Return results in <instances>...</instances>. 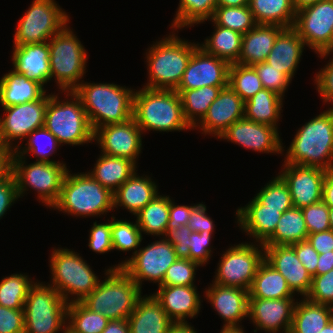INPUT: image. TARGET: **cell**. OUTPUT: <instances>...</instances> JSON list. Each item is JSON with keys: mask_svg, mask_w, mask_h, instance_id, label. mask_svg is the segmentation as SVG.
Here are the masks:
<instances>
[{"mask_svg": "<svg viewBox=\"0 0 333 333\" xmlns=\"http://www.w3.org/2000/svg\"><path fill=\"white\" fill-rule=\"evenodd\" d=\"M253 242H242L226 249L219 260L212 282L249 291L257 269L264 260V246L255 240Z\"/></svg>", "mask_w": 333, "mask_h": 333, "instance_id": "4fadbf2b", "label": "cell"}, {"mask_svg": "<svg viewBox=\"0 0 333 333\" xmlns=\"http://www.w3.org/2000/svg\"><path fill=\"white\" fill-rule=\"evenodd\" d=\"M212 23L215 28L212 35L207 37L204 43H199V47L207 54L223 59L229 64L237 63L243 35L229 28L216 25L214 22Z\"/></svg>", "mask_w": 333, "mask_h": 333, "instance_id": "8d00e7d4", "label": "cell"}, {"mask_svg": "<svg viewBox=\"0 0 333 333\" xmlns=\"http://www.w3.org/2000/svg\"><path fill=\"white\" fill-rule=\"evenodd\" d=\"M305 298L314 303L333 307V269L313 276L310 292Z\"/></svg>", "mask_w": 333, "mask_h": 333, "instance_id": "db71d44e", "label": "cell"}, {"mask_svg": "<svg viewBox=\"0 0 333 333\" xmlns=\"http://www.w3.org/2000/svg\"><path fill=\"white\" fill-rule=\"evenodd\" d=\"M24 331V310L0 305V333H24Z\"/></svg>", "mask_w": 333, "mask_h": 333, "instance_id": "680465c9", "label": "cell"}, {"mask_svg": "<svg viewBox=\"0 0 333 333\" xmlns=\"http://www.w3.org/2000/svg\"><path fill=\"white\" fill-rule=\"evenodd\" d=\"M68 303L45 282H35L24 304V333H62L67 329Z\"/></svg>", "mask_w": 333, "mask_h": 333, "instance_id": "30bf717a", "label": "cell"}, {"mask_svg": "<svg viewBox=\"0 0 333 333\" xmlns=\"http://www.w3.org/2000/svg\"><path fill=\"white\" fill-rule=\"evenodd\" d=\"M333 319V307L297 300L289 333H319Z\"/></svg>", "mask_w": 333, "mask_h": 333, "instance_id": "836d02e7", "label": "cell"}, {"mask_svg": "<svg viewBox=\"0 0 333 333\" xmlns=\"http://www.w3.org/2000/svg\"><path fill=\"white\" fill-rule=\"evenodd\" d=\"M97 159L94 168L88 173L112 193L127 181L138 168L133 161L126 158L101 153Z\"/></svg>", "mask_w": 333, "mask_h": 333, "instance_id": "d6a6232c", "label": "cell"}, {"mask_svg": "<svg viewBox=\"0 0 333 333\" xmlns=\"http://www.w3.org/2000/svg\"><path fill=\"white\" fill-rule=\"evenodd\" d=\"M137 171L113 193L114 208L124 207L134 216L160 193L151 177Z\"/></svg>", "mask_w": 333, "mask_h": 333, "instance_id": "f1b7e54d", "label": "cell"}, {"mask_svg": "<svg viewBox=\"0 0 333 333\" xmlns=\"http://www.w3.org/2000/svg\"><path fill=\"white\" fill-rule=\"evenodd\" d=\"M218 139L259 153L282 155L285 151L277 128L252 122L245 117L228 127Z\"/></svg>", "mask_w": 333, "mask_h": 333, "instance_id": "ac0fdd59", "label": "cell"}, {"mask_svg": "<svg viewBox=\"0 0 333 333\" xmlns=\"http://www.w3.org/2000/svg\"><path fill=\"white\" fill-rule=\"evenodd\" d=\"M254 197L267 208L280 209L282 213L294 207L289 188L279 175L265 184Z\"/></svg>", "mask_w": 333, "mask_h": 333, "instance_id": "681fc988", "label": "cell"}, {"mask_svg": "<svg viewBox=\"0 0 333 333\" xmlns=\"http://www.w3.org/2000/svg\"><path fill=\"white\" fill-rule=\"evenodd\" d=\"M305 45L293 27L284 28L278 34L266 62L292 80L299 67Z\"/></svg>", "mask_w": 333, "mask_h": 333, "instance_id": "83f0119b", "label": "cell"}, {"mask_svg": "<svg viewBox=\"0 0 333 333\" xmlns=\"http://www.w3.org/2000/svg\"><path fill=\"white\" fill-rule=\"evenodd\" d=\"M41 84L10 70L0 78V106L8 107L41 99L46 94Z\"/></svg>", "mask_w": 333, "mask_h": 333, "instance_id": "1f68e13d", "label": "cell"}, {"mask_svg": "<svg viewBox=\"0 0 333 333\" xmlns=\"http://www.w3.org/2000/svg\"><path fill=\"white\" fill-rule=\"evenodd\" d=\"M235 214L242 233L263 244L274 233L282 212L267 208L253 197L244 207H238Z\"/></svg>", "mask_w": 333, "mask_h": 333, "instance_id": "484cf974", "label": "cell"}, {"mask_svg": "<svg viewBox=\"0 0 333 333\" xmlns=\"http://www.w3.org/2000/svg\"><path fill=\"white\" fill-rule=\"evenodd\" d=\"M308 238L301 208L292 207L282 213L274 233L262 245H292Z\"/></svg>", "mask_w": 333, "mask_h": 333, "instance_id": "ab89813d", "label": "cell"}, {"mask_svg": "<svg viewBox=\"0 0 333 333\" xmlns=\"http://www.w3.org/2000/svg\"><path fill=\"white\" fill-rule=\"evenodd\" d=\"M49 259L52 276L48 285L54 287L68 304L83 301L101 280L73 249L54 247Z\"/></svg>", "mask_w": 333, "mask_h": 333, "instance_id": "ba28073f", "label": "cell"}, {"mask_svg": "<svg viewBox=\"0 0 333 333\" xmlns=\"http://www.w3.org/2000/svg\"><path fill=\"white\" fill-rule=\"evenodd\" d=\"M13 46V70L43 87L51 81L48 42Z\"/></svg>", "mask_w": 333, "mask_h": 333, "instance_id": "4316f807", "label": "cell"}, {"mask_svg": "<svg viewBox=\"0 0 333 333\" xmlns=\"http://www.w3.org/2000/svg\"><path fill=\"white\" fill-rule=\"evenodd\" d=\"M5 150H12V149L8 148L7 145L4 143L0 128V152H4Z\"/></svg>", "mask_w": 333, "mask_h": 333, "instance_id": "b9fcfbb0", "label": "cell"}, {"mask_svg": "<svg viewBox=\"0 0 333 333\" xmlns=\"http://www.w3.org/2000/svg\"><path fill=\"white\" fill-rule=\"evenodd\" d=\"M200 265L187 258H178L167 269L163 282L159 286L195 285L196 271Z\"/></svg>", "mask_w": 333, "mask_h": 333, "instance_id": "f907efd6", "label": "cell"}, {"mask_svg": "<svg viewBox=\"0 0 333 333\" xmlns=\"http://www.w3.org/2000/svg\"><path fill=\"white\" fill-rule=\"evenodd\" d=\"M227 86H203L191 90H175L181 98L185 121L193 129L206 115L211 103Z\"/></svg>", "mask_w": 333, "mask_h": 333, "instance_id": "74e56055", "label": "cell"}, {"mask_svg": "<svg viewBox=\"0 0 333 333\" xmlns=\"http://www.w3.org/2000/svg\"><path fill=\"white\" fill-rule=\"evenodd\" d=\"M203 296L212 309L224 320L223 327H242L243 319L248 317V291L238 287L222 286L210 283ZM246 317V318H245Z\"/></svg>", "mask_w": 333, "mask_h": 333, "instance_id": "cb8c5ba5", "label": "cell"}, {"mask_svg": "<svg viewBox=\"0 0 333 333\" xmlns=\"http://www.w3.org/2000/svg\"><path fill=\"white\" fill-rule=\"evenodd\" d=\"M47 103L48 94H45L32 102L2 107L5 114L0 117V128L8 148L15 151L30 133L44 126Z\"/></svg>", "mask_w": 333, "mask_h": 333, "instance_id": "2e32d148", "label": "cell"}, {"mask_svg": "<svg viewBox=\"0 0 333 333\" xmlns=\"http://www.w3.org/2000/svg\"><path fill=\"white\" fill-rule=\"evenodd\" d=\"M322 201L333 207V171H328L323 181Z\"/></svg>", "mask_w": 333, "mask_h": 333, "instance_id": "a7ac6f4b", "label": "cell"}, {"mask_svg": "<svg viewBox=\"0 0 333 333\" xmlns=\"http://www.w3.org/2000/svg\"><path fill=\"white\" fill-rule=\"evenodd\" d=\"M253 67L258 73L263 88L274 91L284 98L292 80L266 61L256 63Z\"/></svg>", "mask_w": 333, "mask_h": 333, "instance_id": "816d5d0a", "label": "cell"}, {"mask_svg": "<svg viewBox=\"0 0 333 333\" xmlns=\"http://www.w3.org/2000/svg\"><path fill=\"white\" fill-rule=\"evenodd\" d=\"M26 160V157H19L14 152L12 175L18 198H22L30 188L37 192L36 198L51 209L59 199L64 178L69 170L66 163L35 161L28 164Z\"/></svg>", "mask_w": 333, "mask_h": 333, "instance_id": "8fae6325", "label": "cell"}, {"mask_svg": "<svg viewBox=\"0 0 333 333\" xmlns=\"http://www.w3.org/2000/svg\"><path fill=\"white\" fill-rule=\"evenodd\" d=\"M314 84L323 102L328 106L331 103L333 108V56L320 71L316 72Z\"/></svg>", "mask_w": 333, "mask_h": 333, "instance_id": "6f0895ef", "label": "cell"}, {"mask_svg": "<svg viewBox=\"0 0 333 333\" xmlns=\"http://www.w3.org/2000/svg\"><path fill=\"white\" fill-rule=\"evenodd\" d=\"M191 233V229L187 225H184L179 228L166 229L163 238L174 246V250L178 258L189 259V239Z\"/></svg>", "mask_w": 333, "mask_h": 333, "instance_id": "91938a15", "label": "cell"}, {"mask_svg": "<svg viewBox=\"0 0 333 333\" xmlns=\"http://www.w3.org/2000/svg\"><path fill=\"white\" fill-rule=\"evenodd\" d=\"M296 11L323 0H291Z\"/></svg>", "mask_w": 333, "mask_h": 333, "instance_id": "34e18365", "label": "cell"}, {"mask_svg": "<svg viewBox=\"0 0 333 333\" xmlns=\"http://www.w3.org/2000/svg\"><path fill=\"white\" fill-rule=\"evenodd\" d=\"M174 322H187L201 311L202 298L196 285L158 286L152 294Z\"/></svg>", "mask_w": 333, "mask_h": 333, "instance_id": "d4e9b609", "label": "cell"}, {"mask_svg": "<svg viewBox=\"0 0 333 333\" xmlns=\"http://www.w3.org/2000/svg\"><path fill=\"white\" fill-rule=\"evenodd\" d=\"M208 21L229 28L242 35L257 25L249 5L240 7H216L212 19Z\"/></svg>", "mask_w": 333, "mask_h": 333, "instance_id": "7dc6e473", "label": "cell"}, {"mask_svg": "<svg viewBox=\"0 0 333 333\" xmlns=\"http://www.w3.org/2000/svg\"><path fill=\"white\" fill-rule=\"evenodd\" d=\"M230 64L207 54L198 47L192 54L183 78L176 90H191L203 86H228Z\"/></svg>", "mask_w": 333, "mask_h": 333, "instance_id": "ffe728a7", "label": "cell"}, {"mask_svg": "<svg viewBox=\"0 0 333 333\" xmlns=\"http://www.w3.org/2000/svg\"><path fill=\"white\" fill-rule=\"evenodd\" d=\"M308 234L331 229L329 224V206L323 201L301 208Z\"/></svg>", "mask_w": 333, "mask_h": 333, "instance_id": "f5cc1de1", "label": "cell"}, {"mask_svg": "<svg viewBox=\"0 0 333 333\" xmlns=\"http://www.w3.org/2000/svg\"><path fill=\"white\" fill-rule=\"evenodd\" d=\"M214 234L209 231L192 232L189 239V259L204 266L212 257L211 238ZM212 252V253H211Z\"/></svg>", "mask_w": 333, "mask_h": 333, "instance_id": "11a10c76", "label": "cell"}, {"mask_svg": "<svg viewBox=\"0 0 333 333\" xmlns=\"http://www.w3.org/2000/svg\"><path fill=\"white\" fill-rule=\"evenodd\" d=\"M67 24L70 17L55 0H33L20 18L14 33V45L48 42Z\"/></svg>", "mask_w": 333, "mask_h": 333, "instance_id": "7c38bea8", "label": "cell"}, {"mask_svg": "<svg viewBox=\"0 0 333 333\" xmlns=\"http://www.w3.org/2000/svg\"><path fill=\"white\" fill-rule=\"evenodd\" d=\"M104 280L81 301L92 312L100 313L109 320L128 319L142 289L121 269H105Z\"/></svg>", "mask_w": 333, "mask_h": 333, "instance_id": "8992f818", "label": "cell"}, {"mask_svg": "<svg viewBox=\"0 0 333 333\" xmlns=\"http://www.w3.org/2000/svg\"><path fill=\"white\" fill-rule=\"evenodd\" d=\"M64 333H71V332L68 329H66Z\"/></svg>", "mask_w": 333, "mask_h": 333, "instance_id": "979ff035", "label": "cell"}, {"mask_svg": "<svg viewBox=\"0 0 333 333\" xmlns=\"http://www.w3.org/2000/svg\"><path fill=\"white\" fill-rule=\"evenodd\" d=\"M333 269V251L319 254L316 275L327 273Z\"/></svg>", "mask_w": 333, "mask_h": 333, "instance_id": "89a4df30", "label": "cell"}, {"mask_svg": "<svg viewBox=\"0 0 333 333\" xmlns=\"http://www.w3.org/2000/svg\"><path fill=\"white\" fill-rule=\"evenodd\" d=\"M110 320L92 312L82 302L68 304L67 329L71 333H102Z\"/></svg>", "mask_w": 333, "mask_h": 333, "instance_id": "ee69618b", "label": "cell"}, {"mask_svg": "<svg viewBox=\"0 0 333 333\" xmlns=\"http://www.w3.org/2000/svg\"><path fill=\"white\" fill-rule=\"evenodd\" d=\"M88 247L95 253H108L113 250L111 240V219L108 222H93L89 232Z\"/></svg>", "mask_w": 333, "mask_h": 333, "instance_id": "9f6ffc18", "label": "cell"}, {"mask_svg": "<svg viewBox=\"0 0 333 333\" xmlns=\"http://www.w3.org/2000/svg\"><path fill=\"white\" fill-rule=\"evenodd\" d=\"M197 205L198 204H191V206L176 205L174 200L170 198L169 221L167 229H174L187 225L191 212Z\"/></svg>", "mask_w": 333, "mask_h": 333, "instance_id": "be15d7a7", "label": "cell"}, {"mask_svg": "<svg viewBox=\"0 0 333 333\" xmlns=\"http://www.w3.org/2000/svg\"><path fill=\"white\" fill-rule=\"evenodd\" d=\"M173 29L166 37L154 42L146 52L148 82L143 87L176 90L187 64L199 43L181 39ZM168 36V37H167Z\"/></svg>", "mask_w": 333, "mask_h": 333, "instance_id": "7a4b0ae2", "label": "cell"}, {"mask_svg": "<svg viewBox=\"0 0 333 333\" xmlns=\"http://www.w3.org/2000/svg\"><path fill=\"white\" fill-rule=\"evenodd\" d=\"M51 79L58 91H73L83 80L88 63L87 51L68 24L49 41Z\"/></svg>", "mask_w": 333, "mask_h": 333, "instance_id": "9c48e42d", "label": "cell"}, {"mask_svg": "<svg viewBox=\"0 0 333 333\" xmlns=\"http://www.w3.org/2000/svg\"><path fill=\"white\" fill-rule=\"evenodd\" d=\"M178 257L174 246L160 237L159 240L148 244L146 247L139 248L132 258L119 262L109 269H123L142 289L143 281L158 283L163 282L167 269Z\"/></svg>", "mask_w": 333, "mask_h": 333, "instance_id": "9a60e30c", "label": "cell"}, {"mask_svg": "<svg viewBox=\"0 0 333 333\" xmlns=\"http://www.w3.org/2000/svg\"><path fill=\"white\" fill-rule=\"evenodd\" d=\"M216 7L217 0H179L177 12L170 28L179 30L203 24V22L212 19Z\"/></svg>", "mask_w": 333, "mask_h": 333, "instance_id": "b9f144b4", "label": "cell"}, {"mask_svg": "<svg viewBox=\"0 0 333 333\" xmlns=\"http://www.w3.org/2000/svg\"><path fill=\"white\" fill-rule=\"evenodd\" d=\"M170 197L157 196L136 215L137 224L144 235L163 237L169 221Z\"/></svg>", "mask_w": 333, "mask_h": 333, "instance_id": "60d3db41", "label": "cell"}, {"mask_svg": "<svg viewBox=\"0 0 333 333\" xmlns=\"http://www.w3.org/2000/svg\"><path fill=\"white\" fill-rule=\"evenodd\" d=\"M284 98L278 93L262 89L245 102L244 117L252 122L278 127Z\"/></svg>", "mask_w": 333, "mask_h": 333, "instance_id": "d590c367", "label": "cell"}, {"mask_svg": "<svg viewBox=\"0 0 333 333\" xmlns=\"http://www.w3.org/2000/svg\"><path fill=\"white\" fill-rule=\"evenodd\" d=\"M285 154L284 163L333 171V108L299 127Z\"/></svg>", "mask_w": 333, "mask_h": 333, "instance_id": "6da1fadb", "label": "cell"}, {"mask_svg": "<svg viewBox=\"0 0 333 333\" xmlns=\"http://www.w3.org/2000/svg\"><path fill=\"white\" fill-rule=\"evenodd\" d=\"M244 327H222L220 333H246Z\"/></svg>", "mask_w": 333, "mask_h": 333, "instance_id": "11e5206c", "label": "cell"}, {"mask_svg": "<svg viewBox=\"0 0 333 333\" xmlns=\"http://www.w3.org/2000/svg\"><path fill=\"white\" fill-rule=\"evenodd\" d=\"M333 0H323L296 12L293 28L306 47L322 59L333 54Z\"/></svg>", "mask_w": 333, "mask_h": 333, "instance_id": "5bb4252c", "label": "cell"}, {"mask_svg": "<svg viewBox=\"0 0 333 333\" xmlns=\"http://www.w3.org/2000/svg\"><path fill=\"white\" fill-rule=\"evenodd\" d=\"M35 280L29 275L13 273L0 281V305L12 309H23L30 287Z\"/></svg>", "mask_w": 333, "mask_h": 333, "instance_id": "f6af8a7d", "label": "cell"}, {"mask_svg": "<svg viewBox=\"0 0 333 333\" xmlns=\"http://www.w3.org/2000/svg\"><path fill=\"white\" fill-rule=\"evenodd\" d=\"M244 107L245 102L228 85L222 88L206 115L193 129L198 128L202 134L218 139L228 127L244 118Z\"/></svg>", "mask_w": 333, "mask_h": 333, "instance_id": "7402d4cb", "label": "cell"}, {"mask_svg": "<svg viewBox=\"0 0 333 333\" xmlns=\"http://www.w3.org/2000/svg\"><path fill=\"white\" fill-rule=\"evenodd\" d=\"M111 240L113 250L128 252L134 250L131 258L138 251L143 240V235L137 224V221L118 220L116 217L111 218Z\"/></svg>", "mask_w": 333, "mask_h": 333, "instance_id": "c3c4849f", "label": "cell"}, {"mask_svg": "<svg viewBox=\"0 0 333 333\" xmlns=\"http://www.w3.org/2000/svg\"><path fill=\"white\" fill-rule=\"evenodd\" d=\"M249 3L250 0H217V7H240Z\"/></svg>", "mask_w": 333, "mask_h": 333, "instance_id": "753ad0ef", "label": "cell"}, {"mask_svg": "<svg viewBox=\"0 0 333 333\" xmlns=\"http://www.w3.org/2000/svg\"><path fill=\"white\" fill-rule=\"evenodd\" d=\"M136 89L115 83H88L84 80L73 90L81 99L93 131L133 118Z\"/></svg>", "mask_w": 333, "mask_h": 333, "instance_id": "3957f363", "label": "cell"}, {"mask_svg": "<svg viewBox=\"0 0 333 333\" xmlns=\"http://www.w3.org/2000/svg\"><path fill=\"white\" fill-rule=\"evenodd\" d=\"M133 118L142 132L192 130L185 121L180 95L175 90L143 87L134 92Z\"/></svg>", "mask_w": 333, "mask_h": 333, "instance_id": "277c9868", "label": "cell"}, {"mask_svg": "<svg viewBox=\"0 0 333 333\" xmlns=\"http://www.w3.org/2000/svg\"><path fill=\"white\" fill-rule=\"evenodd\" d=\"M25 141L27 143H25L24 147L21 144L14 151L19 157H27L28 153L31 152L36 157V161L64 163L63 161H56L49 158V156L55 155L61 145L57 138L44 126L30 133Z\"/></svg>", "mask_w": 333, "mask_h": 333, "instance_id": "7bdbcfd3", "label": "cell"}, {"mask_svg": "<svg viewBox=\"0 0 333 333\" xmlns=\"http://www.w3.org/2000/svg\"><path fill=\"white\" fill-rule=\"evenodd\" d=\"M228 85L244 102L263 89L255 68L238 63L230 64Z\"/></svg>", "mask_w": 333, "mask_h": 333, "instance_id": "bcb514c9", "label": "cell"}, {"mask_svg": "<svg viewBox=\"0 0 333 333\" xmlns=\"http://www.w3.org/2000/svg\"><path fill=\"white\" fill-rule=\"evenodd\" d=\"M329 224L331 230H333V207H329Z\"/></svg>", "mask_w": 333, "mask_h": 333, "instance_id": "09005b40", "label": "cell"}, {"mask_svg": "<svg viewBox=\"0 0 333 333\" xmlns=\"http://www.w3.org/2000/svg\"><path fill=\"white\" fill-rule=\"evenodd\" d=\"M282 167L278 175L287 184L295 208L322 201L323 181L328 171L290 163Z\"/></svg>", "mask_w": 333, "mask_h": 333, "instance_id": "d6986e66", "label": "cell"}, {"mask_svg": "<svg viewBox=\"0 0 333 333\" xmlns=\"http://www.w3.org/2000/svg\"><path fill=\"white\" fill-rule=\"evenodd\" d=\"M294 298L262 299L249 298L248 318L258 330L265 333H289L292 325ZM258 329V330H257Z\"/></svg>", "mask_w": 333, "mask_h": 333, "instance_id": "44dd1931", "label": "cell"}, {"mask_svg": "<svg viewBox=\"0 0 333 333\" xmlns=\"http://www.w3.org/2000/svg\"><path fill=\"white\" fill-rule=\"evenodd\" d=\"M307 240L318 252V254L333 251V230L331 229L313 234H308Z\"/></svg>", "mask_w": 333, "mask_h": 333, "instance_id": "03108f58", "label": "cell"}, {"mask_svg": "<svg viewBox=\"0 0 333 333\" xmlns=\"http://www.w3.org/2000/svg\"><path fill=\"white\" fill-rule=\"evenodd\" d=\"M295 253L303 264V266L307 269L309 274L313 277L316 276V268L318 264V252L312 247L308 240L301 241L295 244L290 245Z\"/></svg>", "mask_w": 333, "mask_h": 333, "instance_id": "94428289", "label": "cell"}, {"mask_svg": "<svg viewBox=\"0 0 333 333\" xmlns=\"http://www.w3.org/2000/svg\"><path fill=\"white\" fill-rule=\"evenodd\" d=\"M249 7L257 24L293 27L296 10L291 0H250Z\"/></svg>", "mask_w": 333, "mask_h": 333, "instance_id": "f35d334b", "label": "cell"}, {"mask_svg": "<svg viewBox=\"0 0 333 333\" xmlns=\"http://www.w3.org/2000/svg\"><path fill=\"white\" fill-rule=\"evenodd\" d=\"M264 259L280 272L291 291L305 298L310 292L312 276L290 245H263Z\"/></svg>", "mask_w": 333, "mask_h": 333, "instance_id": "603a6c76", "label": "cell"}, {"mask_svg": "<svg viewBox=\"0 0 333 333\" xmlns=\"http://www.w3.org/2000/svg\"><path fill=\"white\" fill-rule=\"evenodd\" d=\"M319 333H333V319Z\"/></svg>", "mask_w": 333, "mask_h": 333, "instance_id": "2a66077c", "label": "cell"}, {"mask_svg": "<svg viewBox=\"0 0 333 333\" xmlns=\"http://www.w3.org/2000/svg\"><path fill=\"white\" fill-rule=\"evenodd\" d=\"M66 98L48 93L44 127L60 145L73 146L94 142V131L83 108L81 99L73 91H64ZM70 97V98H68Z\"/></svg>", "mask_w": 333, "mask_h": 333, "instance_id": "52a82bcc", "label": "cell"}, {"mask_svg": "<svg viewBox=\"0 0 333 333\" xmlns=\"http://www.w3.org/2000/svg\"><path fill=\"white\" fill-rule=\"evenodd\" d=\"M127 320L130 333H168L174 323L152 294L138 300Z\"/></svg>", "mask_w": 333, "mask_h": 333, "instance_id": "f546056e", "label": "cell"}, {"mask_svg": "<svg viewBox=\"0 0 333 333\" xmlns=\"http://www.w3.org/2000/svg\"><path fill=\"white\" fill-rule=\"evenodd\" d=\"M141 128L134 118L122 123L109 124L94 131V141L98 143L101 153L126 158L137 165L142 151Z\"/></svg>", "mask_w": 333, "mask_h": 333, "instance_id": "e0dca14e", "label": "cell"}, {"mask_svg": "<svg viewBox=\"0 0 333 333\" xmlns=\"http://www.w3.org/2000/svg\"><path fill=\"white\" fill-rule=\"evenodd\" d=\"M205 203H198V205L192 210L190 219L187 226L192 232H203L209 231L213 234L215 224L212 218L206 213Z\"/></svg>", "mask_w": 333, "mask_h": 333, "instance_id": "6125c7cd", "label": "cell"}, {"mask_svg": "<svg viewBox=\"0 0 333 333\" xmlns=\"http://www.w3.org/2000/svg\"><path fill=\"white\" fill-rule=\"evenodd\" d=\"M18 200L16 182L11 175L7 180L0 183V220Z\"/></svg>", "mask_w": 333, "mask_h": 333, "instance_id": "e7e4bbea", "label": "cell"}, {"mask_svg": "<svg viewBox=\"0 0 333 333\" xmlns=\"http://www.w3.org/2000/svg\"><path fill=\"white\" fill-rule=\"evenodd\" d=\"M168 333H197L194 326H191L188 321L187 322H174Z\"/></svg>", "mask_w": 333, "mask_h": 333, "instance_id": "8c879c8a", "label": "cell"}, {"mask_svg": "<svg viewBox=\"0 0 333 333\" xmlns=\"http://www.w3.org/2000/svg\"><path fill=\"white\" fill-rule=\"evenodd\" d=\"M283 27L276 25L257 24L242 38L238 64L253 66L266 61L278 34Z\"/></svg>", "mask_w": 333, "mask_h": 333, "instance_id": "4dcf8cb0", "label": "cell"}, {"mask_svg": "<svg viewBox=\"0 0 333 333\" xmlns=\"http://www.w3.org/2000/svg\"><path fill=\"white\" fill-rule=\"evenodd\" d=\"M14 150L0 152V183L12 175V162Z\"/></svg>", "mask_w": 333, "mask_h": 333, "instance_id": "003e7915", "label": "cell"}, {"mask_svg": "<svg viewBox=\"0 0 333 333\" xmlns=\"http://www.w3.org/2000/svg\"><path fill=\"white\" fill-rule=\"evenodd\" d=\"M52 208L75 217H98L114 210L113 193L88 172L71 174L68 170Z\"/></svg>", "mask_w": 333, "mask_h": 333, "instance_id": "5b68a950", "label": "cell"}, {"mask_svg": "<svg viewBox=\"0 0 333 333\" xmlns=\"http://www.w3.org/2000/svg\"><path fill=\"white\" fill-rule=\"evenodd\" d=\"M102 333H130L128 320H110Z\"/></svg>", "mask_w": 333, "mask_h": 333, "instance_id": "2644e50d", "label": "cell"}, {"mask_svg": "<svg viewBox=\"0 0 333 333\" xmlns=\"http://www.w3.org/2000/svg\"><path fill=\"white\" fill-rule=\"evenodd\" d=\"M249 298L284 299L294 298L284 276L265 259L259 265L248 291Z\"/></svg>", "mask_w": 333, "mask_h": 333, "instance_id": "e575fe53", "label": "cell"}]
</instances>
